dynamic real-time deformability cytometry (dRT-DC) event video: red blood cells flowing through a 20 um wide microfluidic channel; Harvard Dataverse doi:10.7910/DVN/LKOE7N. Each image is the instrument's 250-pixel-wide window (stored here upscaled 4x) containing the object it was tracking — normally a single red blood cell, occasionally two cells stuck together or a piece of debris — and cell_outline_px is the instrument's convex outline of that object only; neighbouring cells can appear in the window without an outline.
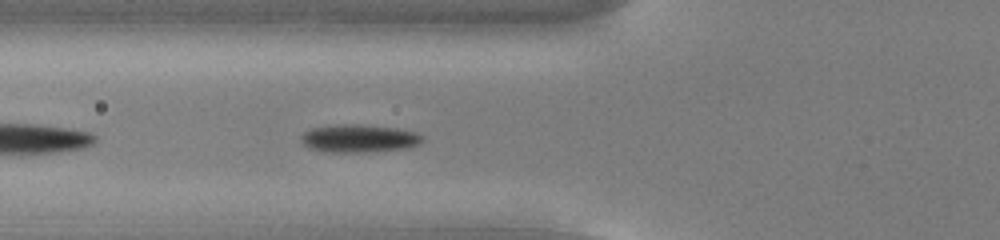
{"species": "common noctule bat (a hibernating species)", "species_latin": "Nyctalus noctula", "temperature_condition": "cold", "stored_images_in_passage": 34, "camera_frame_rate_fps": 3000, "um_per_image_px": 0.085, "animal": {"sex": "male", "body_mass_g": 13.0, "forearm_length_mm": 53.1}, "frame": {"image": 1, "passage_image": 5, "time_ms": 1.333, "image_size_px": [1000, 240], "cell_outline_px": [[424, 140], [420, 144], [404, 148], [364, 152], [320, 152], [308, 148], [300, 140], [300, 136], [304, 132], [312, 128], [344, 124], [356, 124], [396, 128], [416, 132], [424, 136]], "centroid_in_image_um": [30.5, 11.77], "position_along_channel_um": 95.3, "area_um2": 19.77}}
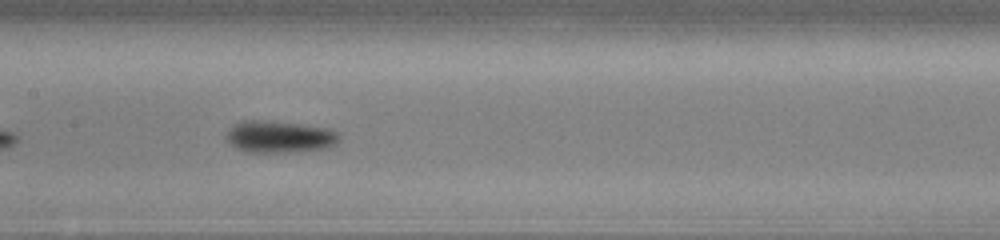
{"frame": {"image": 2, "passage_image": 12, "time_ms": 3.667, "image_size_px": [1000, 240], "cell_outline_px": [[340, 140], [336, 144], [324, 148], [292, 152], [244, 152], [236, 148], [224, 136], [228, 128], [232, 124], [240, 120], [264, 120], [300, 124], [328, 128], [336, 132], [340, 136]], "centroid_in_image_um": [23.7, 11.61], "position_along_channel_um": 183.7, "area_um2": 21.21}}
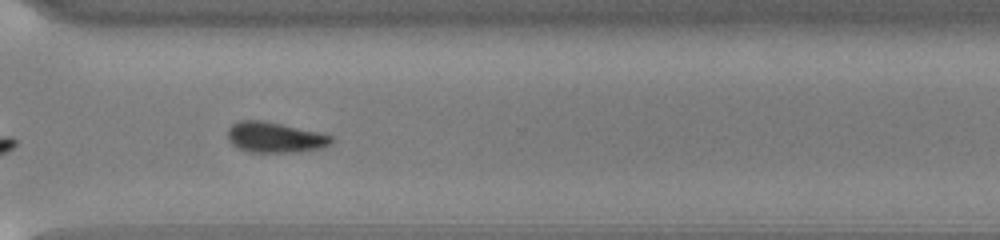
{"frame": {"image": 3, "passage_image": 25, "time_ms": 8.0, "image_size_px": [1000, 240], "cell_outline_px": [[332, 140], [328, 144], [320, 148], [296, 152], [248, 152], [236, 148], [228, 140], [228, 128], [232, 124], [240, 120], [260, 120], [280, 124], [316, 132], [332, 136]], "centroid_in_image_um": [23.28, 11.68], "position_along_channel_um": 347.3, "area_um2": 18.15}, "authors_computed_cell_mechanics": {"area_um2": 18.9584, "velocity_mm_per_s": 3.7757, "shape_relaxation_time_tau1_ms": 1.8479, "shape_relaxation_time_tau2_ms": null, "deformation_change_tau1": 0.0904, "deformation_change_tau2": null}}